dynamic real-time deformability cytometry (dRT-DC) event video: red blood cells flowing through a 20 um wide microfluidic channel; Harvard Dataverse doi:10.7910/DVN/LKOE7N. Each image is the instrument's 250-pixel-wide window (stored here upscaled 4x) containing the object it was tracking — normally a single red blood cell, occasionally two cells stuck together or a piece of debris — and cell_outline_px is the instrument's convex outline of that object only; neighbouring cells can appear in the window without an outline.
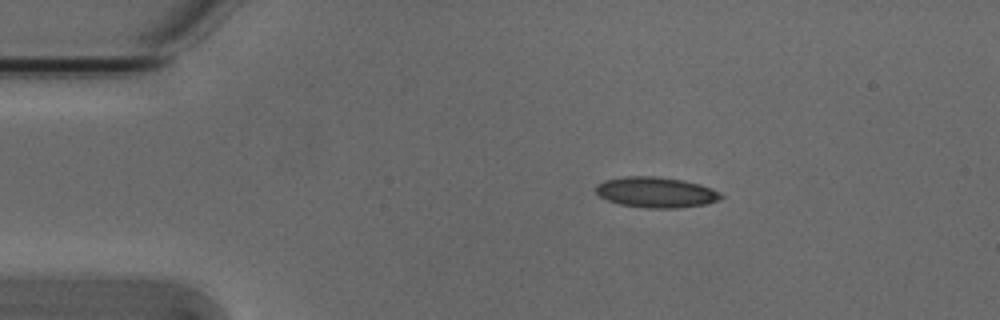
{"species": "Egyptian fruit bat (a non-hibernating species)", "species_latin": "Rousettus aegyptiacus", "temperature_condition": "cold", "stored_images_in_passage": 4, "camera_frame_rate_fps": 3000, "um_per_image_px": 0.085, "animal": {"sex": "male"}, "frame": {"image": 1, "passage_image": 1, "time_ms": 0.0, "image_size_px": [1000, 320], "cell_outline_px": [[724, 196], [720, 200], [704, 204], [676, 208], [648, 208], [620, 204], [608, 200], [600, 196], [596, 192], [596, 184], [604, 180], [624, 176], [656, 176], [684, 180], [700, 184], [712, 188], [720, 192]], "centroid_in_image_um": [55.77, 16.33], "position_along_channel_um": 29.2, "area_um2": 22.37}}
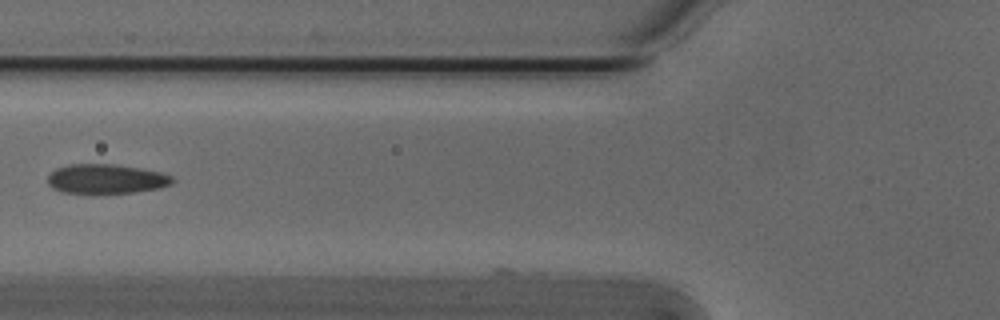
{"frame": {"image": 2, "passage_image": 4, "time_ms": 1.0, "image_size_px": [1000, 320], "cell_outline_px": [[176, 180], [172, 184], [160, 188], [132, 192], [92, 196], [88, 196], [60, 192], [52, 188], [48, 184], [48, 176], [56, 168], [68, 164], [112, 164], [144, 168], [164, 172], [172, 176]], "centroid_in_image_um": [9.02, 15.24], "position_along_channel_um": 116.8, "area_um2": 22.54}}